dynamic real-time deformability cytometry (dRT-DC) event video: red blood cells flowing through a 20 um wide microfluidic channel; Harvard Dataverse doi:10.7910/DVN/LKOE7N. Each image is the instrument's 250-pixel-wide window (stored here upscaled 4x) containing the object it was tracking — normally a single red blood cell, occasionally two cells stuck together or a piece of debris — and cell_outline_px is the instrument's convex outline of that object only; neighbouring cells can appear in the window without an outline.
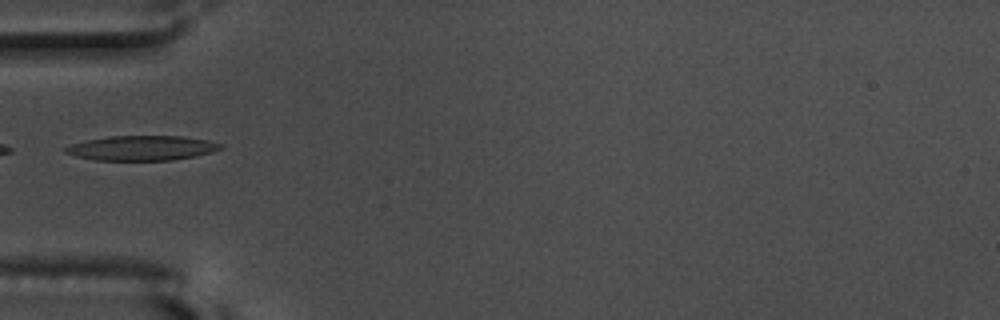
{"species": "common noctule bat (a hibernating species)", "species_latin": "Nyctalus noctula", "temperature_condition": "warm", "stored_images_in_passage": 19, "camera_frame_rate_fps": 3000, "um_per_image_px": 0.085, "animal": {"sex": "male", "body_mass_g": 17.5, "forearm_length_mm": 52.3}, "frame": {"image": 1, "passage_image": 1, "time_ms": 0.0, "image_size_px": [1000, 320], "cell_outline_px": [[224, 148], [212, 152], [196, 156], [172, 160], [96, 160], [76, 156], [64, 152], [64, 148], [72, 144], [84, 140], [108, 136], [184, 136], [208, 140], [224, 144]], "centroid_in_image_um": [12.09, 12.57], "position_along_channel_um": 72.9, "area_um2": 22.54}}